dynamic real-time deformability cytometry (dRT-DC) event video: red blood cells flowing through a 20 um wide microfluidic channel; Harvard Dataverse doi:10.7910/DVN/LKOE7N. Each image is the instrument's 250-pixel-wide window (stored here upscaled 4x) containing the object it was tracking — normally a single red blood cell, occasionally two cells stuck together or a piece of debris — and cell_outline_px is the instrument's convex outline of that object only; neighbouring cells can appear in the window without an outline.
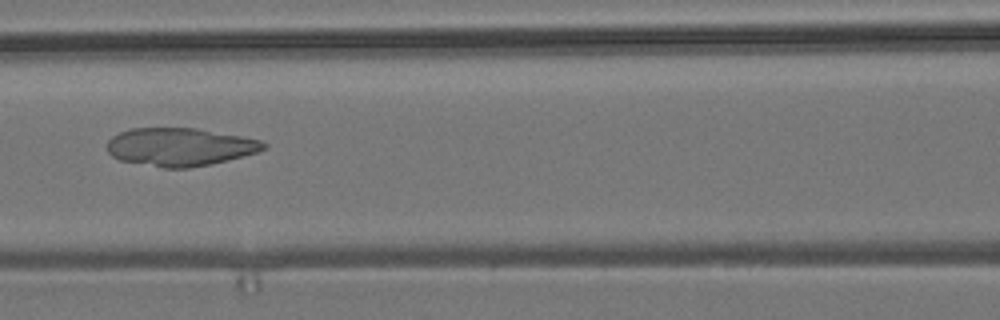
{"species": "common noctule bat (a hibernating species)", "species_latin": "Nyctalus noctula", "temperature_condition": "room temperature", "stored_images_in_passage": 54, "camera_frame_rate_fps": 3000, "um_per_image_px": 0.085, "animal": {"sex": "male", "body_mass_g": 19.2, "forearm_length_mm": 51.8}, "frame": {"image": 1, "passage_image": 24, "time_ms": 7.667, "image_size_px": [1000, 320], "cell_outline_px": [[268, 148], [256, 152], [208, 164], [188, 168], [164, 168], [120, 160], [112, 156], [108, 152], [108, 140], [112, 136], [120, 132], [132, 128], [196, 128], [240, 136], [260, 140], [268, 144]], "centroid_in_image_um": [15.27, 12.48], "position_along_channel_um": 151.3, "area_um2": 34.33}}
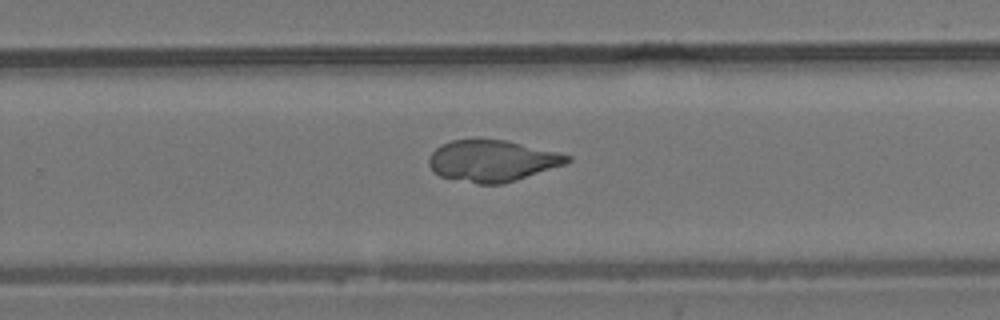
{"frame": {"image": 2, "passage_image": 35, "time_ms": 11.333, "image_size_px": [1000, 320], "cell_outline_px": [[572, 160], [564, 164], [504, 184], [476, 184], [440, 176], [428, 164], [428, 156], [440, 144], [452, 140], [504, 140], [556, 152], [572, 156]], "centroid_in_image_um": [41.81, 13.68], "position_along_channel_um": 288.0, "area_um2": 33.0}}
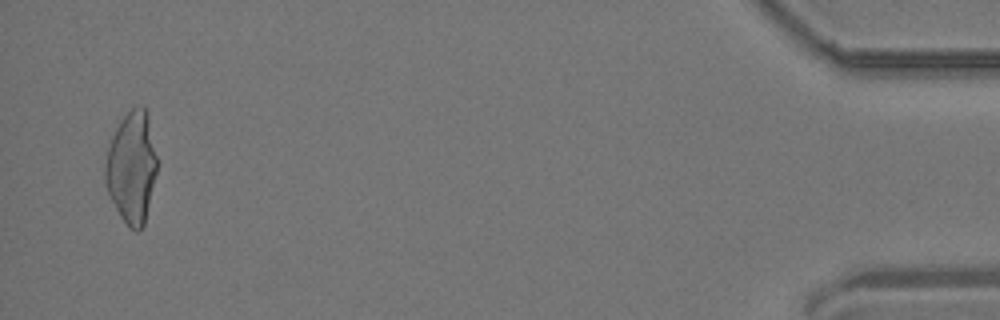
{"frame": {"image": 3, "passage_image": 53, "time_ms": 17.333, "image_size_px": [1000, 320], "cell_outline_px": [[156, 172], [144, 224], [136, 232], [128, 228], [120, 216], [108, 192], [104, 180], [104, 168], [108, 148], [112, 136], [120, 120], [132, 108], [140, 104], [144, 104], [148, 116], [156, 156]], "centroid_in_image_um": [11.18, 14.21], "position_along_channel_um": 424.0, "area_um2": 33.41}}